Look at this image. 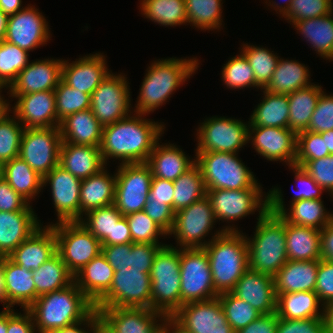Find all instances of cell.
Segmentation results:
<instances>
[{
	"instance_id": "7dc6e473",
	"label": "cell",
	"mask_w": 333,
	"mask_h": 333,
	"mask_svg": "<svg viewBox=\"0 0 333 333\" xmlns=\"http://www.w3.org/2000/svg\"><path fill=\"white\" fill-rule=\"evenodd\" d=\"M173 211L177 212L190 206L207 195V188L199 167L194 164L173 181Z\"/></svg>"
},
{
	"instance_id": "7a4b0ae2",
	"label": "cell",
	"mask_w": 333,
	"mask_h": 333,
	"mask_svg": "<svg viewBox=\"0 0 333 333\" xmlns=\"http://www.w3.org/2000/svg\"><path fill=\"white\" fill-rule=\"evenodd\" d=\"M169 57L151 61L146 69L134 113H153L163 106L190 77L197 72L200 60L193 58Z\"/></svg>"
},
{
	"instance_id": "003e7915",
	"label": "cell",
	"mask_w": 333,
	"mask_h": 333,
	"mask_svg": "<svg viewBox=\"0 0 333 333\" xmlns=\"http://www.w3.org/2000/svg\"><path fill=\"white\" fill-rule=\"evenodd\" d=\"M143 211L167 234L172 230L175 212L169 205L148 198Z\"/></svg>"
},
{
	"instance_id": "94428289",
	"label": "cell",
	"mask_w": 333,
	"mask_h": 333,
	"mask_svg": "<svg viewBox=\"0 0 333 333\" xmlns=\"http://www.w3.org/2000/svg\"><path fill=\"white\" fill-rule=\"evenodd\" d=\"M302 169L333 198V154L308 161Z\"/></svg>"
},
{
	"instance_id": "f1b7e54d",
	"label": "cell",
	"mask_w": 333,
	"mask_h": 333,
	"mask_svg": "<svg viewBox=\"0 0 333 333\" xmlns=\"http://www.w3.org/2000/svg\"><path fill=\"white\" fill-rule=\"evenodd\" d=\"M42 225L35 211H0V258L8 257Z\"/></svg>"
},
{
	"instance_id": "cb8c5ba5",
	"label": "cell",
	"mask_w": 333,
	"mask_h": 333,
	"mask_svg": "<svg viewBox=\"0 0 333 333\" xmlns=\"http://www.w3.org/2000/svg\"><path fill=\"white\" fill-rule=\"evenodd\" d=\"M63 60L47 58L30 61L10 85L7 95L54 91L62 79Z\"/></svg>"
},
{
	"instance_id": "7bdbcfd3",
	"label": "cell",
	"mask_w": 333,
	"mask_h": 333,
	"mask_svg": "<svg viewBox=\"0 0 333 333\" xmlns=\"http://www.w3.org/2000/svg\"><path fill=\"white\" fill-rule=\"evenodd\" d=\"M323 92L324 89L319 83H313L309 87L288 94L290 108L289 129L297 134L308 128L311 116Z\"/></svg>"
},
{
	"instance_id": "f546056e",
	"label": "cell",
	"mask_w": 333,
	"mask_h": 333,
	"mask_svg": "<svg viewBox=\"0 0 333 333\" xmlns=\"http://www.w3.org/2000/svg\"><path fill=\"white\" fill-rule=\"evenodd\" d=\"M158 141L146 162L152 171V176L175 181L195 164L194 158L186 155V152L178 145L162 143Z\"/></svg>"
},
{
	"instance_id": "b62a3aed",
	"label": "cell",
	"mask_w": 333,
	"mask_h": 333,
	"mask_svg": "<svg viewBox=\"0 0 333 333\" xmlns=\"http://www.w3.org/2000/svg\"><path fill=\"white\" fill-rule=\"evenodd\" d=\"M8 16L0 10V41L4 40L7 31Z\"/></svg>"
},
{
	"instance_id": "8992f818",
	"label": "cell",
	"mask_w": 333,
	"mask_h": 333,
	"mask_svg": "<svg viewBox=\"0 0 333 333\" xmlns=\"http://www.w3.org/2000/svg\"><path fill=\"white\" fill-rule=\"evenodd\" d=\"M151 309L170 318L181 307L180 249L163 245L152 264Z\"/></svg>"
},
{
	"instance_id": "e0dca14e",
	"label": "cell",
	"mask_w": 333,
	"mask_h": 333,
	"mask_svg": "<svg viewBox=\"0 0 333 333\" xmlns=\"http://www.w3.org/2000/svg\"><path fill=\"white\" fill-rule=\"evenodd\" d=\"M132 307L151 309L150 273L115 271L109 291L94 308Z\"/></svg>"
},
{
	"instance_id": "7402d4cb",
	"label": "cell",
	"mask_w": 333,
	"mask_h": 333,
	"mask_svg": "<svg viewBox=\"0 0 333 333\" xmlns=\"http://www.w3.org/2000/svg\"><path fill=\"white\" fill-rule=\"evenodd\" d=\"M43 188L50 186L52 204L58 222L80 220L81 179L73 176L61 166H56L43 177Z\"/></svg>"
},
{
	"instance_id": "ba28073f",
	"label": "cell",
	"mask_w": 333,
	"mask_h": 333,
	"mask_svg": "<svg viewBox=\"0 0 333 333\" xmlns=\"http://www.w3.org/2000/svg\"><path fill=\"white\" fill-rule=\"evenodd\" d=\"M216 218L211 202L207 195L195 201L190 206L175 212L172 230L168 233L176 239V246L179 249L204 248L213 238L220 236L224 230L219 228L211 238L207 235L212 232ZM207 239V240H205Z\"/></svg>"
},
{
	"instance_id": "c3c4849f",
	"label": "cell",
	"mask_w": 333,
	"mask_h": 333,
	"mask_svg": "<svg viewBox=\"0 0 333 333\" xmlns=\"http://www.w3.org/2000/svg\"><path fill=\"white\" fill-rule=\"evenodd\" d=\"M78 222L100 242L101 246L113 245L114 225L123 217L114 204L91 210Z\"/></svg>"
},
{
	"instance_id": "67dfc351",
	"label": "cell",
	"mask_w": 333,
	"mask_h": 333,
	"mask_svg": "<svg viewBox=\"0 0 333 333\" xmlns=\"http://www.w3.org/2000/svg\"><path fill=\"white\" fill-rule=\"evenodd\" d=\"M320 134L325 139L326 149H328L330 154H333V129Z\"/></svg>"
},
{
	"instance_id": "30bf717a",
	"label": "cell",
	"mask_w": 333,
	"mask_h": 333,
	"mask_svg": "<svg viewBox=\"0 0 333 333\" xmlns=\"http://www.w3.org/2000/svg\"><path fill=\"white\" fill-rule=\"evenodd\" d=\"M195 152H230L239 154L249 137V121L212 116L200 122L196 129Z\"/></svg>"
},
{
	"instance_id": "ab89813d",
	"label": "cell",
	"mask_w": 333,
	"mask_h": 333,
	"mask_svg": "<svg viewBox=\"0 0 333 333\" xmlns=\"http://www.w3.org/2000/svg\"><path fill=\"white\" fill-rule=\"evenodd\" d=\"M310 74L308 66L300 61L280 58L265 90L274 94L288 95L313 84Z\"/></svg>"
},
{
	"instance_id": "5803f987",
	"label": "cell",
	"mask_w": 333,
	"mask_h": 333,
	"mask_svg": "<svg viewBox=\"0 0 333 333\" xmlns=\"http://www.w3.org/2000/svg\"><path fill=\"white\" fill-rule=\"evenodd\" d=\"M3 178V164L0 162V180Z\"/></svg>"
},
{
	"instance_id": "5bb4252c",
	"label": "cell",
	"mask_w": 333,
	"mask_h": 333,
	"mask_svg": "<svg viewBox=\"0 0 333 333\" xmlns=\"http://www.w3.org/2000/svg\"><path fill=\"white\" fill-rule=\"evenodd\" d=\"M181 306L218 297L204 248L180 249Z\"/></svg>"
},
{
	"instance_id": "484cf974",
	"label": "cell",
	"mask_w": 333,
	"mask_h": 333,
	"mask_svg": "<svg viewBox=\"0 0 333 333\" xmlns=\"http://www.w3.org/2000/svg\"><path fill=\"white\" fill-rule=\"evenodd\" d=\"M261 314L276 312L277 296L273 276L248 269L231 291Z\"/></svg>"
},
{
	"instance_id": "f35d334b",
	"label": "cell",
	"mask_w": 333,
	"mask_h": 333,
	"mask_svg": "<svg viewBox=\"0 0 333 333\" xmlns=\"http://www.w3.org/2000/svg\"><path fill=\"white\" fill-rule=\"evenodd\" d=\"M286 250L288 260H320V230L299 226L285 220Z\"/></svg>"
},
{
	"instance_id": "52a82bcc",
	"label": "cell",
	"mask_w": 333,
	"mask_h": 333,
	"mask_svg": "<svg viewBox=\"0 0 333 333\" xmlns=\"http://www.w3.org/2000/svg\"><path fill=\"white\" fill-rule=\"evenodd\" d=\"M195 156V164L201 171L207 189L263 188L238 154L195 152Z\"/></svg>"
},
{
	"instance_id": "d6a6232c",
	"label": "cell",
	"mask_w": 333,
	"mask_h": 333,
	"mask_svg": "<svg viewBox=\"0 0 333 333\" xmlns=\"http://www.w3.org/2000/svg\"><path fill=\"white\" fill-rule=\"evenodd\" d=\"M319 260H288L273 276L275 293L315 291Z\"/></svg>"
},
{
	"instance_id": "ffe728a7",
	"label": "cell",
	"mask_w": 333,
	"mask_h": 333,
	"mask_svg": "<svg viewBox=\"0 0 333 333\" xmlns=\"http://www.w3.org/2000/svg\"><path fill=\"white\" fill-rule=\"evenodd\" d=\"M27 5L21 11L8 16L7 31L4 40L16 45L28 53L51 40L46 17L34 7Z\"/></svg>"
},
{
	"instance_id": "b9fcfbb0",
	"label": "cell",
	"mask_w": 333,
	"mask_h": 333,
	"mask_svg": "<svg viewBox=\"0 0 333 333\" xmlns=\"http://www.w3.org/2000/svg\"><path fill=\"white\" fill-rule=\"evenodd\" d=\"M3 89H0V123L11 113V101L5 99L2 94Z\"/></svg>"
},
{
	"instance_id": "deb4b68c",
	"label": "cell",
	"mask_w": 333,
	"mask_h": 333,
	"mask_svg": "<svg viewBox=\"0 0 333 333\" xmlns=\"http://www.w3.org/2000/svg\"><path fill=\"white\" fill-rule=\"evenodd\" d=\"M94 333H114L100 318L97 310L94 309Z\"/></svg>"
},
{
	"instance_id": "9c48e42d",
	"label": "cell",
	"mask_w": 333,
	"mask_h": 333,
	"mask_svg": "<svg viewBox=\"0 0 333 333\" xmlns=\"http://www.w3.org/2000/svg\"><path fill=\"white\" fill-rule=\"evenodd\" d=\"M263 188L207 189L216 221L226 222L222 226L224 232H241L234 221L253 215L255 212L266 213L268 211V193ZM234 225V226H233Z\"/></svg>"
},
{
	"instance_id": "e575fe53",
	"label": "cell",
	"mask_w": 333,
	"mask_h": 333,
	"mask_svg": "<svg viewBox=\"0 0 333 333\" xmlns=\"http://www.w3.org/2000/svg\"><path fill=\"white\" fill-rule=\"evenodd\" d=\"M107 168L81 180L80 219L91 210L114 204L116 173L111 175Z\"/></svg>"
},
{
	"instance_id": "f5cc1de1",
	"label": "cell",
	"mask_w": 333,
	"mask_h": 333,
	"mask_svg": "<svg viewBox=\"0 0 333 333\" xmlns=\"http://www.w3.org/2000/svg\"><path fill=\"white\" fill-rule=\"evenodd\" d=\"M218 298L223 307L227 322L235 332L246 327L262 315L246 301L238 298L231 292L219 294Z\"/></svg>"
},
{
	"instance_id": "836d02e7",
	"label": "cell",
	"mask_w": 333,
	"mask_h": 333,
	"mask_svg": "<svg viewBox=\"0 0 333 333\" xmlns=\"http://www.w3.org/2000/svg\"><path fill=\"white\" fill-rule=\"evenodd\" d=\"M114 273L113 267L100 253L74 275V282L95 305L109 291Z\"/></svg>"
},
{
	"instance_id": "680465c9",
	"label": "cell",
	"mask_w": 333,
	"mask_h": 333,
	"mask_svg": "<svg viewBox=\"0 0 333 333\" xmlns=\"http://www.w3.org/2000/svg\"><path fill=\"white\" fill-rule=\"evenodd\" d=\"M333 12V0H293L290 10L283 17L291 25L296 21L321 17Z\"/></svg>"
},
{
	"instance_id": "753ad0ef",
	"label": "cell",
	"mask_w": 333,
	"mask_h": 333,
	"mask_svg": "<svg viewBox=\"0 0 333 333\" xmlns=\"http://www.w3.org/2000/svg\"><path fill=\"white\" fill-rule=\"evenodd\" d=\"M50 333H94V310L84 320Z\"/></svg>"
},
{
	"instance_id": "603ad722",
	"label": "cell",
	"mask_w": 333,
	"mask_h": 333,
	"mask_svg": "<svg viewBox=\"0 0 333 333\" xmlns=\"http://www.w3.org/2000/svg\"><path fill=\"white\" fill-rule=\"evenodd\" d=\"M0 333H7V309L0 312Z\"/></svg>"
},
{
	"instance_id": "8d00e7d4",
	"label": "cell",
	"mask_w": 333,
	"mask_h": 333,
	"mask_svg": "<svg viewBox=\"0 0 333 333\" xmlns=\"http://www.w3.org/2000/svg\"><path fill=\"white\" fill-rule=\"evenodd\" d=\"M276 314L279 318L303 320L324 318V305L315 291L276 294Z\"/></svg>"
},
{
	"instance_id": "6da1fadb",
	"label": "cell",
	"mask_w": 333,
	"mask_h": 333,
	"mask_svg": "<svg viewBox=\"0 0 333 333\" xmlns=\"http://www.w3.org/2000/svg\"><path fill=\"white\" fill-rule=\"evenodd\" d=\"M145 116L132 113L103 127L100 151L106 166L110 159L119 160V164L148 161L155 144L164 134L165 124Z\"/></svg>"
},
{
	"instance_id": "6125c7cd",
	"label": "cell",
	"mask_w": 333,
	"mask_h": 333,
	"mask_svg": "<svg viewBox=\"0 0 333 333\" xmlns=\"http://www.w3.org/2000/svg\"><path fill=\"white\" fill-rule=\"evenodd\" d=\"M289 169L295 174V181L301 185H299V188L294 192L295 194L293 198H291L290 203L302 199H322L321 195L325 190L320 187L307 172L295 165L289 166Z\"/></svg>"
},
{
	"instance_id": "979ff035",
	"label": "cell",
	"mask_w": 333,
	"mask_h": 333,
	"mask_svg": "<svg viewBox=\"0 0 333 333\" xmlns=\"http://www.w3.org/2000/svg\"><path fill=\"white\" fill-rule=\"evenodd\" d=\"M0 303L3 305V309H6V287L3 268V257L0 258Z\"/></svg>"
},
{
	"instance_id": "03108f58",
	"label": "cell",
	"mask_w": 333,
	"mask_h": 333,
	"mask_svg": "<svg viewBox=\"0 0 333 333\" xmlns=\"http://www.w3.org/2000/svg\"><path fill=\"white\" fill-rule=\"evenodd\" d=\"M33 206L18 194L5 179L0 180V211H34Z\"/></svg>"
},
{
	"instance_id": "f907efd6",
	"label": "cell",
	"mask_w": 333,
	"mask_h": 333,
	"mask_svg": "<svg viewBox=\"0 0 333 333\" xmlns=\"http://www.w3.org/2000/svg\"><path fill=\"white\" fill-rule=\"evenodd\" d=\"M29 53L20 47L0 41V89H8L30 62Z\"/></svg>"
},
{
	"instance_id": "9a60e30c",
	"label": "cell",
	"mask_w": 333,
	"mask_h": 333,
	"mask_svg": "<svg viewBox=\"0 0 333 333\" xmlns=\"http://www.w3.org/2000/svg\"><path fill=\"white\" fill-rule=\"evenodd\" d=\"M117 167L114 205L123 216L142 211L149 198L153 177L150 166L131 163Z\"/></svg>"
},
{
	"instance_id": "83f0119b",
	"label": "cell",
	"mask_w": 333,
	"mask_h": 333,
	"mask_svg": "<svg viewBox=\"0 0 333 333\" xmlns=\"http://www.w3.org/2000/svg\"><path fill=\"white\" fill-rule=\"evenodd\" d=\"M57 253V240L50 225L41 226L8 257L29 271L38 269Z\"/></svg>"
},
{
	"instance_id": "34e18365",
	"label": "cell",
	"mask_w": 333,
	"mask_h": 333,
	"mask_svg": "<svg viewBox=\"0 0 333 333\" xmlns=\"http://www.w3.org/2000/svg\"><path fill=\"white\" fill-rule=\"evenodd\" d=\"M132 243V236L130 228L128 226V221L125 216H123L117 224L114 225L113 229V245H121Z\"/></svg>"
},
{
	"instance_id": "1f68e13d",
	"label": "cell",
	"mask_w": 333,
	"mask_h": 333,
	"mask_svg": "<svg viewBox=\"0 0 333 333\" xmlns=\"http://www.w3.org/2000/svg\"><path fill=\"white\" fill-rule=\"evenodd\" d=\"M3 268L6 287V309L15 305L28 309L36 300V286L32 271L3 257Z\"/></svg>"
},
{
	"instance_id": "7c38bea8",
	"label": "cell",
	"mask_w": 333,
	"mask_h": 333,
	"mask_svg": "<svg viewBox=\"0 0 333 333\" xmlns=\"http://www.w3.org/2000/svg\"><path fill=\"white\" fill-rule=\"evenodd\" d=\"M175 333H235L219 298L183 304L171 317Z\"/></svg>"
},
{
	"instance_id": "be15d7a7",
	"label": "cell",
	"mask_w": 333,
	"mask_h": 333,
	"mask_svg": "<svg viewBox=\"0 0 333 333\" xmlns=\"http://www.w3.org/2000/svg\"><path fill=\"white\" fill-rule=\"evenodd\" d=\"M276 333H326L324 318L290 320L278 317Z\"/></svg>"
},
{
	"instance_id": "8fae6325",
	"label": "cell",
	"mask_w": 333,
	"mask_h": 333,
	"mask_svg": "<svg viewBox=\"0 0 333 333\" xmlns=\"http://www.w3.org/2000/svg\"><path fill=\"white\" fill-rule=\"evenodd\" d=\"M57 240V253L75 275L101 253V242L78 221L49 223Z\"/></svg>"
},
{
	"instance_id": "2a66077c",
	"label": "cell",
	"mask_w": 333,
	"mask_h": 333,
	"mask_svg": "<svg viewBox=\"0 0 333 333\" xmlns=\"http://www.w3.org/2000/svg\"><path fill=\"white\" fill-rule=\"evenodd\" d=\"M269 1V2H267ZM285 5L283 3V5L280 3H277L275 1H270V0H266V4L267 6H269L271 9H274L276 11V14L278 13L282 18L288 13V11L291 8V5L293 3V0H284ZM278 11V12H277Z\"/></svg>"
},
{
	"instance_id": "d4e9b609",
	"label": "cell",
	"mask_w": 333,
	"mask_h": 333,
	"mask_svg": "<svg viewBox=\"0 0 333 333\" xmlns=\"http://www.w3.org/2000/svg\"><path fill=\"white\" fill-rule=\"evenodd\" d=\"M111 71L103 53H90L71 62L64 59L61 80L71 88L92 95Z\"/></svg>"
},
{
	"instance_id": "3957f363",
	"label": "cell",
	"mask_w": 333,
	"mask_h": 333,
	"mask_svg": "<svg viewBox=\"0 0 333 333\" xmlns=\"http://www.w3.org/2000/svg\"><path fill=\"white\" fill-rule=\"evenodd\" d=\"M27 310L37 333H50L84 320L94 310V304L73 282L61 290L39 296Z\"/></svg>"
},
{
	"instance_id": "4316f807",
	"label": "cell",
	"mask_w": 333,
	"mask_h": 333,
	"mask_svg": "<svg viewBox=\"0 0 333 333\" xmlns=\"http://www.w3.org/2000/svg\"><path fill=\"white\" fill-rule=\"evenodd\" d=\"M166 244L127 243L102 246L101 253L115 271L151 273L158 250Z\"/></svg>"
},
{
	"instance_id": "ac0fdd59",
	"label": "cell",
	"mask_w": 333,
	"mask_h": 333,
	"mask_svg": "<svg viewBox=\"0 0 333 333\" xmlns=\"http://www.w3.org/2000/svg\"><path fill=\"white\" fill-rule=\"evenodd\" d=\"M114 333H163L170 318L147 308H94Z\"/></svg>"
},
{
	"instance_id": "74e56055",
	"label": "cell",
	"mask_w": 333,
	"mask_h": 333,
	"mask_svg": "<svg viewBox=\"0 0 333 333\" xmlns=\"http://www.w3.org/2000/svg\"><path fill=\"white\" fill-rule=\"evenodd\" d=\"M320 58L333 61V12L321 17L296 21L292 24Z\"/></svg>"
},
{
	"instance_id": "09005b40",
	"label": "cell",
	"mask_w": 333,
	"mask_h": 333,
	"mask_svg": "<svg viewBox=\"0 0 333 333\" xmlns=\"http://www.w3.org/2000/svg\"><path fill=\"white\" fill-rule=\"evenodd\" d=\"M326 333H333V302L324 307Z\"/></svg>"
},
{
	"instance_id": "db71d44e",
	"label": "cell",
	"mask_w": 333,
	"mask_h": 333,
	"mask_svg": "<svg viewBox=\"0 0 333 333\" xmlns=\"http://www.w3.org/2000/svg\"><path fill=\"white\" fill-rule=\"evenodd\" d=\"M54 94L59 122L71 114L90 109L91 107V95L71 88L62 80L54 90Z\"/></svg>"
},
{
	"instance_id": "d6986e66",
	"label": "cell",
	"mask_w": 333,
	"mask_h": 333,
	"mask_svg": "<svg viewBox=\"0 0 333 333\" xmlns=\"http://www.w3.org/2000/svg\"><path fill=\"white\" fill-rule=\"evenodd\" d=\"M268 212L281 215L288 223L323 229L332 219V213L322 199H302L286 207L281 188L274 186L268 192Z\"/></svg>"
},
{
	"instance_id": "e7e4bbea",
	"label": "cell",
	"mask_w": 333,
	"mask_h": 333,
	"mask_svg": "<svg viewBox=\"0 0 333 333\" xmlns=\"http://www.w3.org/2000/svg\"><path fill=\"white\" fill-rule=\"evenodd\" d=\"M315 293L324 306L333 302V262L319 260Z\"/></svg>"
},
{
	"instance_id": "89a4df30",
	"label": "cell",
	"mask_w": 333,
	"mask_h": 333,
	"mask_svg": "<svg viewBox=\"0 0 333 333\" xmlns=\"http://www.w3.org/2000/svg\"><path fill=\"white\" fill-rule=\"evenodd\" d=\"M174 185L173 181L152 177L149 199L169 205L173 209Z\"/></svg>"
},
{
	"instance_id": "9f6ffc18",
	"label": "cell",
	"mask_w": 333,
	"mask_h": 333,
	"mask_svg": "<svg viewBox=\"0 0 333 333\" xmlns=\"http://www.w3.org/2000/svg\"><path fill=\"white\" fill-rule=\"evenodd\" d=\"M24 129L14 114H9L0 123V162L2 164L19 156Z\"/></svg>"
},
{
	"instance_id": "d590c367",
	"label": "cell",
	"mask_w": 333,
	"mask_h": 333,
	"mask_svg": "<svg viewBox=\"0 0 333 333\" xmlns=\"http://www.w3.org/2000/svg\"><path fill=\"white\" fill-rule=\"evenodd\" d=\"M62 142L100 147L103 126L91 109L67 116L60 122Z\"/></svg>"
},
{
	"instance_id": "8c879c8a",
	"label": "cell",
	"mask_w": 333,
	"mask_h": 333,
	"mask_svg": "<svg viewBox=\"0 0 333 333\" xmlns=\"http://www.w3.org/2000/svg\"><path fill=\"white\" fill-rule=\"evenodd\" d=\"M320 243L321 259L333 262V219L320 230Z\"/></svg>"
},
{
	"instance_id": "603a6c76",
	"label": "cell",
	"mask_w": 333,
	"mask_h": 333,
	"mask_svg": "<svg viewBox=\"0 0 333 333\" xmlns=\"http://www.w3.org/2000/svg\"><path fill=\"white\" fill-rule=\"evenodd\" d=\"M15 98L11 106L14 114L24 128L59 127L54 91H41L24 95H9Z\"/></svg>"
},
{
	"instance_id": "11a10c76",
	"label": "cell",
	"mask_w": 333,
	"mask_h": 333,
	"mask_svg": "<svg viewBox=\"0 0 333 333\" xmlns=\"http://www.w3.org/2000/svg\"><path fill=\"white\" fill-rule=\"evenodd\" d=\"M130 228L132 243L165 244L160 242L168 234L142 210L125 216ZM160 238V239H159Z\"/></svg>"
},
{
	"instance_id": "bcb514c9",
	"label": "cell",
	"mask_w": 333,
	"mask_h": 333,
	"mask_svg": "<svg viewBox=\"0 0 333 333\" xmlns=\"http://www.w3.org/2000/svg\"><path fill=\"white\" fill-rule=\"evenodd\" d=\"M185 3L188 25L204 32L221 31L224 27L223 0H185Z\"/></svg>"
},
{
	"instance_id": "6f0895ef",
	"label": "cell",
	"mask_w": 333,
	"mask_h": 333,
	"mask_svg": "<svg viewBox=\"0 0 333 333\" xmlns=\"http://www.w3.org/2000/svg\"><path fill=\"white\" fill-rule=\"evenodd\" d=\"M329 155L325 139L320 133L305 130L297 133L295 166L302 168L310 160H317Z\"/></svg>"
},
{
	"instance_id": "44dd1931",
	"label": "cell",
	"mask_w": 333,
	"mask_h": 333,
	"mask_svg": "<svg viewBox=\"0 0 333 333\" xmlns=\"http://www.w3.org/2000/svg\"><path fill=\"white\" fill-rule=\"evenodd\" d=\"M248 142L267 161L295 165L297 134L289 128L249 125Z\"/></svg>"
},
{
	"instance_id": "277c9868",
	"label": "cell",
	"mask_w": 333,
	"mask_h": 333,
	"mask_svg": "<svg viewBox=\"0 0 333 333\" xmlns=\"http://www.w3.org/2000/svg\"><path fill=\"white\" fill-rule=\"evenodd\" d=\"M256 219L253 236L246 235L249 269L274 276L288 261L285 219L268 211Z\"/></svg>"
},
{
	"instance_id": "2644e50d",
	"label": "cell",
	"mask_w": 333,
	"mask_h": 333,
	"mask_svg": "<svg viewBox=\"0 0 333 333\" xmlns=\"http://www.w3.org/2000/svg\"><path fill=\"white\" fill-rule=\"evenodd\" d=\"M278 316L275 313L262 314L256 320L235 333H276Z\"/></svg>"
},
{
	"instance_id": "4dcf8cb0",
	"label": "cell",
	"mask_w": 333,
	"mask_h": 333,
	"mask_svg": "<svg viewBox=\"0 0 333 333\" xmlns=\"http://www.w3.org/2000/svg\"><path fill=\"white\" fill-rule=\"evenodd\" d=\"M59 166L82 180L99 173L106 164L100 147L62 142Z\"/></svg>"
},
{
	"instance_id": "b9f144b4",
	"label": "cell",
	"mask_w": 333,
	"mask_h": 333,
	"mask_svg": "<svg viewBox=\"0 0 333 333\" xmlns=\"http://www.w3.org/2000/svg\"><path fill=\"white\" fill-rule=\"evenodd\" d=\"M3 179L30 204L43 190V177L19 156L3 164Z\"/></svg>"
},
{
	"instance_id": "11e5206c",
	"label": "cell",
	"mask_w": 333,
	"mask_h": 333,
	"mask_svg": "<svg viewBox=\"0 0 333 333\" xmlns=\"http://www.w3.org/2000/svg\"><path fill=\"white\" fill-rule=\"evenodd\" d=\"M22 0H0V10L7 16L14 15L26 7L22 6Z\"/></svg>"
},
{
	"instance_id": "ee69618b",
	"label": "cell",
	"mask_w": 333,
	"mask_h": 333,
	"mask_svg": "<svg viewBox=\"0 0 333 333\" xmlns=\"http://www.w3.org/2000/svg\"><path fill=\"white\" fill-rule=\"evenodd\" d=\"M32 273L36 286V299L41 295L61 290L74 282V275L58 253Z\"/></svg>"
},
{
	"instance_id": "60d3db41",
	"label": "cell",
	"mask_w": 333,
	"mask_h": 333,
	"mask_svg": "<svg viewBox=\"0 0 333 333\" xmlns=\"http://www.w3.org/2000/svg\"><path fill=\"white\" fill-rule=\"evenodd\" d=\"M262 100L255 106L249 118V125L289 128L288 95L274 94L261 89Z\"/></svg>"
},
{
	"instance_id": "91938a15",
	"label": "cell",
	"mask_w": 333,
	"mask_h": 333,
	"mask_svg": "<svg viewBox=\"0 0 333 333\" xmlns=\"http://www.w3.org/2000/svg\"><path fill=\"white\" fill-rule=\"evenodd\" d=\"M333 129V93L320 95L317 106L305 131L322 133Z\"/></svg>"
},
{
	"instance_id": "816d5d0a",
	"label": "cell",
	"mask_w": 333,
	"mask_h": 333,
	"mask_svg": "<svg viewBox=\"0 0 333 333\" xmlns=\"http://www.w3.org/2000/svg\"><path fill=\"white\" fill-rule=\"evenodd\" d=\"M222 67L221 79L228 89H260L256 84L253 69L241 52L231 57Z\"/></svg>"
},
{
	"instance_id": "f6af8a7d",
	"label": "cell",
	"mask_w": 333,
	"mask_h": 333,
	"mask_svg": "<svg viewBox=\"0 0 333 333\" xmlns=\"http://www.w3.org/2000/svg\"><path fill=\"white\" fill-rule=\"evenodd\" d=\"M141 14L155 24L176 27L187 24L185 0H141Z\"/></svg>"
},
{
	"instance_id": "a7ac6f4b",
	"label": "cell",
	"mask_w": 333,
	"mask_h": 333,
	"mask_svg": "<svg viewBox=\"0 0 333 333\" xmlns=\"http://www.w3.org/2000/svg\"><path fill=\"white\" fill-rule=\"evenodd\" d=\"M14 308L7 309V333H37L33 317L27 309L15 312Z\"/></svg>"
},
{
	"instance_id": "4fadbf2b",
	"label": "cell",
	"mask_w": 333,
	"mask_h": 333,
	"mask_svg": "<svg viewBox=\"0 0 333 333\" xmlns=\"http://www.w3.org/2000/svg\"><path fill=\"white\" fill-rule=\"evenodd\" d=\"M129 87L124 73L111 71L92 93L90 109L103 127L134 113Z\"/></svg>"
},
{
	"instance_id": "2e32d148",
	"label": "cell",
	"mask_w": 333,
	"mask_h": 333,
	"mask_svg": "<svg viewBox=\"0 0 333 333\" xmlns=\"http://www.w3.org/2000/svg\"><path fill=\"white\" fill-rule=\"evenodd\" d=\"M62 137L59 127L25 128L19 157L41 177L59 165Z\"/></svg>"
},
{
	"instance_id": "5b68a950",
	"label": "cell",
	"mask_w": 333,
	"mask_h": 333,
	"mask_svg": "<svg viewBox=\"0 0 333 333\" xmlns=\"http://www.w3.org/2000/svg\"><path fill=\"white\" fill-rule=\"evenodd\" d=\"M208 254L215 292H231L249 269L246 234L224 232L205 247Z\"/></svg>"
},
{
	"instance_id": "681fc988",
	"label": "cell",
	"mask_w": 333,
	"mask_h": 333,
	"mask_svg": "<svg viewBox=\"0 0 333 333\" xmlns=\"http://www.w3.org/2000/svg\"><path fill=\"white\" fill-rule=\"evenodd\" d=\"M253 69L257 86L265 89L270 83L280 56L271 49L256 44L244 43L239 48Z\"/></svg>"
}]
</instances>
